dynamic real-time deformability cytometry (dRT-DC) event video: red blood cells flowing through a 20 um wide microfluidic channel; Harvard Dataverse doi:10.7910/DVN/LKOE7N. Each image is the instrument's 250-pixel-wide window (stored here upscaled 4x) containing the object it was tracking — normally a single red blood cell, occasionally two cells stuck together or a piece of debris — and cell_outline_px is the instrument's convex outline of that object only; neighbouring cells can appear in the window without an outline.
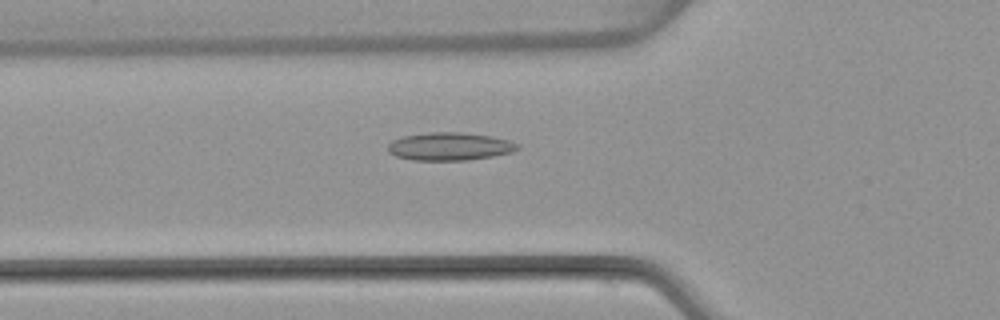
{"species": "common noctule bat (a hibernating species)", "species_latin": "Nyctalus noctula", "temperature_condition": "warm", "stored_images_in_passage": 51, "camera_frame_rate_fps": 3000, "um_per_image_px": 0.085, "animal": {"sex": "female", "body_mass_g": 22.7, "forearm_length_mm": 54.2}, "frame": {"image": 1, "passage_image": 18, "time_ms": 5.667, "image_size_px": [1000, 320], "cell_outline_px": [[520, 148], [512, 152], [492, 156], [468, 160], [412, 160], [396, 156], [388, 152], [388, 144], [392, 140], [400, 136], [428, 132], [460, 132], [492, 136], [508, 140], [520, 144]], "centroid_in_image_um": [38.21, 12.44], "position_along_channel_um": 87.6, "area_um2": 21.27}}
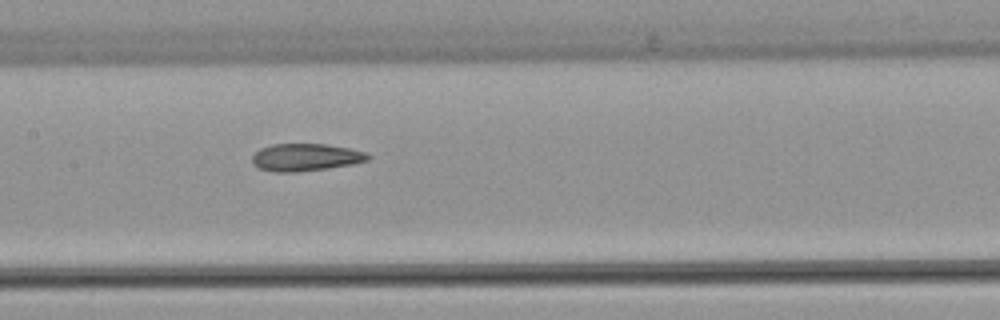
{"frame": {"image": 2, "passage_image": 25, "time_ms": 8.0, "image_size_px": [1000, 320], "cell_outline_px": [[372, 156], [368, 160], [352, 164], [328, 168], [296, 172], [276, 172], [260, 168], [252, 160], [252, 156], [260, 148], [272, 144], [324, 144], [348, 148], [368, 152]], "centroid_in_image_um": [26.02, 13.36], "position_along_channel_um": 181.4, "area_um2": 18.38}}
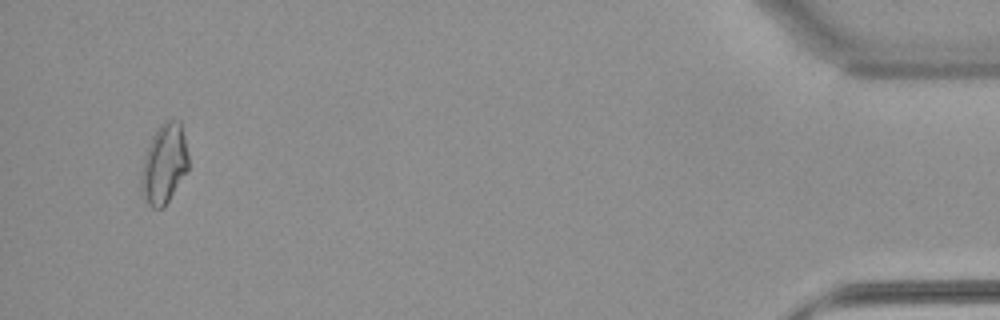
{"frame": {"image": 3, "passage_image": 49, "time_ms": 16.0, "image_size_px": [1000, 320], "cell_outline_px": [[188, 172], [164, 208], [152, 208], [148, 204], [140, 192], [140, 172], [144, 156], [152, 136], [156, 128], [164, 120], [180, 120], [188, 152]], "centroid_in_image_um": [13.94, 13.95], "position_along_channel_um": 421.3, "area_um2": 22.48}, "authors_computed_cell_mechanics": {"area_um2": 19.2474, "velocity_mm_per_s": 3.995, "shape_relaxation_time_tau1_ms": null, "shape_relaxation_time_tau2_ms": 2.5626, "deformation_change_tau1": null, "deformation_change_tau2": 0.1011}}